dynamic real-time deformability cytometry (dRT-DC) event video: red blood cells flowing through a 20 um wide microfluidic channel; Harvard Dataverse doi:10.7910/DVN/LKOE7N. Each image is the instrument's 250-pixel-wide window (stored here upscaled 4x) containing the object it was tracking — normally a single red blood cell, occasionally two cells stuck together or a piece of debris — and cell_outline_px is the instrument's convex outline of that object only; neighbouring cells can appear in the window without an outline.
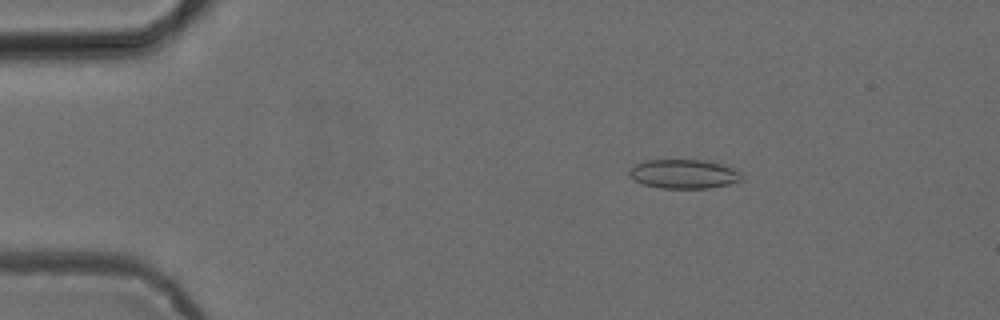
{"species": "common noctule bat (a hibernating species)", "species_latin": "Nyctalus noctula", "temperature_condition": "cold", "stored_images_in_passage": 53, "camera_frame_rate_fps": 3000, "um_per_image_px": 0.085, "animal": {"sex": "female", "body_mass_g": 24.6, "forearm_length_mm": 56.2}, "frame": {"image": 1, "passage_image": 9, "time_ms": 2.667, "image_size_px": [1000, 320], "cell_outline_px": [[744, 172], [740, 180], [728, 184], [708, 188], [660, 188], [644, 184], [628, 176], [628, 172], [636, 164], [644, 160], [704, 160], [740, 168]], "centroid_in_image_um": [58.19, 14.77], "position_along_channel_um": 26.8, "area_um2": 19.25}}
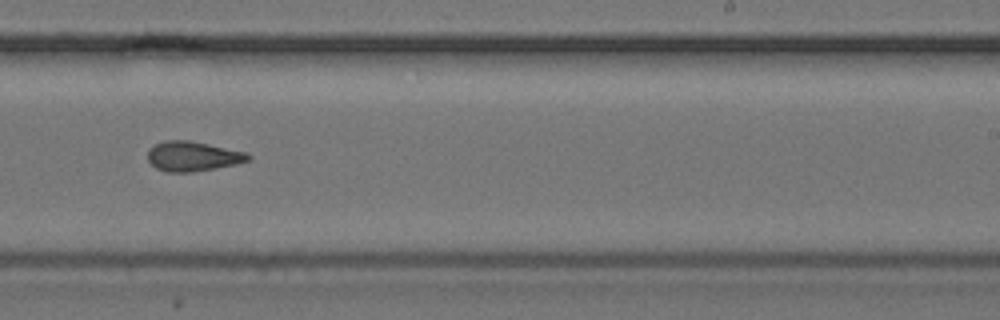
{"frame": {"image": 2, "passage_image": 33, "time_ms": 10.667, "image_size_px": [1000, 320], "cell_outline_px": [[252, 156], [248, 160], [236, 164], [192, 172], [168, 172], [156, 168], [148, 160], [148, 152], [156, 144], [164, 140], [188, 140], [208, 144], [244, 152]], "centroid_in_image_um": [16.37, 13.28], "position_along_channel_um": 272.6, "area_um2": 17.11}}
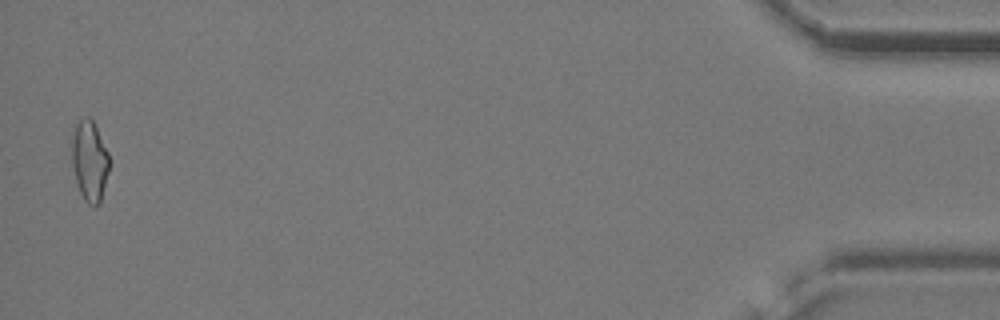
{"frame": {"image": 3, "passage_image": 52, "time_ms": 17.0, "image_size_px": [1000, 320], "cell_outline_px": [[112, 160], [100, 204], [96, 208], [88, 204], [84, 200], [80, 192], [76, 180], [72, 164], [72, 132], [76, 124], [80, 120], [88, 116], [92, 120]], "centroid_in_image_um": [7.64, 13.72], "position_along_channel_um": 427.6, "area_um2": 17.8}, "authors_computed_cell_mechanics": {"area_um2": 17.629, "velocity_mm_per_s": 3.8904, "shape_relaxation_time_tau1_ms": null, "shape_relaxation_time_tau2_ms": 2.0841, "deformation_change_tau1": null, "deformation_change_tau2": 0.0915}}